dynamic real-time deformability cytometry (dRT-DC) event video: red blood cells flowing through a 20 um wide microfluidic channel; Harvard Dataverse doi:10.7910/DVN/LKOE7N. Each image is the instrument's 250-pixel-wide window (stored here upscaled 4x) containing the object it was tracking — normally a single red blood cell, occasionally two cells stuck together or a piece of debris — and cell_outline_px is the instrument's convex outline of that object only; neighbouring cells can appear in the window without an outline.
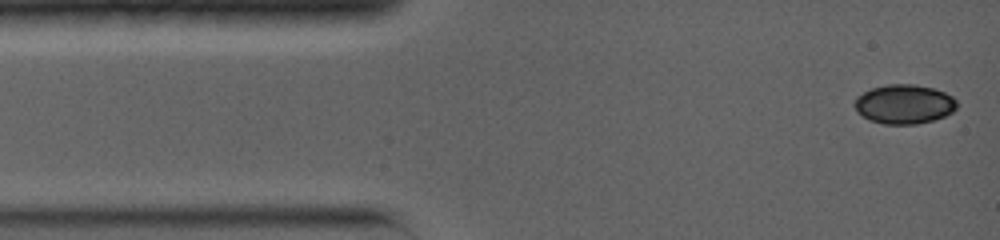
{"species": "common noctule bat (a hibernating species)", "species_latin": "Nyctalus noctula", "temperature_condition": "warm", "stored_images_in_passage": 4, "camera_frame_rate_fps": 5000, "um_per_image_px": 0.085, "animal": {"sex": "female", "body_mass_g": 19.0, "forearm_length_mm": 56.7}, "frame": {"image": 1, "passage_image": 1, "time_ms": 0.0, "image_size_px": [1000, 240], "cell_outline_px": [[956, 108], [952, 112], [944, 116], [932, 120], [916, 124], [884, 124], [868, 120], [852, 104], [856, 96], [872, 88], [888, 84], [912, 84], [932, 88], [944, 92], [952, 96], [956, 100]], "centroid_in_image_um": [76.84, 8.85], "position_along_channel_um": 8.2, "area_um2": 23.29}}
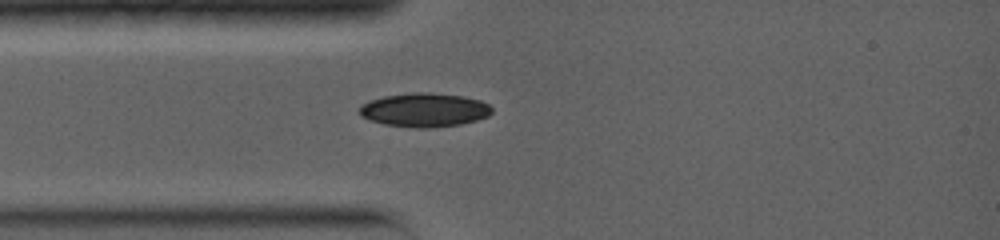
{"frame": {"image": 2, "passage_image": 4, "time_ms": 2.8, "image_size_px": [1000, 240], "cell_outline_px": [[492, 112], [488, 116], [476, 120], [460, 124], [424, 128], [420, 128], [384, 124], [360, 116], [360, 104], [368, 100], [384, 96], [416, 92], [424, 92], [460, 96], [480, 100], [488, 104], [492, 108]], "centroid_in_image_um": [36.05, 9.34], "position_along_channel_um": 48.9, "area_um2": 25.84}}